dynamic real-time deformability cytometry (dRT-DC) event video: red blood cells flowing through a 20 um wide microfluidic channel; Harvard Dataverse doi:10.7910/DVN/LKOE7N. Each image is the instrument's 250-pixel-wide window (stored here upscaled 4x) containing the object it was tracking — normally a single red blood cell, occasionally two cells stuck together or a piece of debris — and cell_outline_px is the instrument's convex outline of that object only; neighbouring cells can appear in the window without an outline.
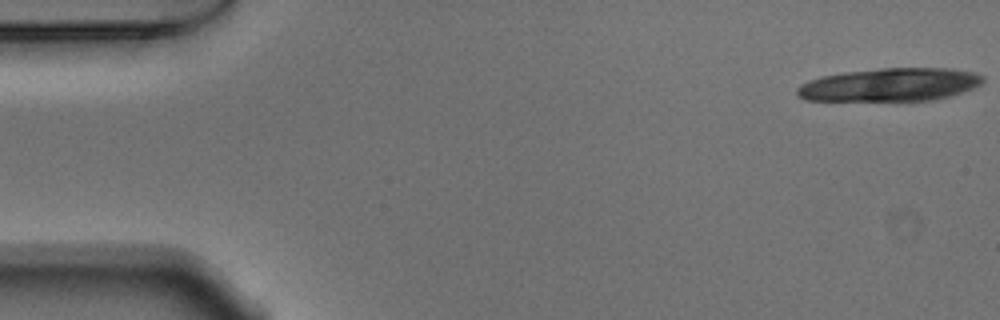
{"species": "Egyptian fruit bat (a non-hibernating species)", "species_latin": "Rousettus aegyptiacus", "temperature_condition": "warm", "stored_images_in_passage": 18, "camera_frame_rate_fps": 3000, "um_per_image_px": 0.085, "animal": {"sex": "male"}, "frame": {"image": 1, "passage_image": 1, "time_ms": 0.0, "image_size_px": [1000, 320], "cell_outline_px": [[984, 80], [980, 84], [972, 88], [948, 96], [932, 100], [804, 100], [796, 96], [796, 88], [800, 84], [820, 76], [844, 72], [880, 68], [948, 68], [976, 72], [984, 76]], "centroid_in_image_um": [75.62, 7.19], "position_along_channel_um": 9.4, "area_um2": 35.84}}